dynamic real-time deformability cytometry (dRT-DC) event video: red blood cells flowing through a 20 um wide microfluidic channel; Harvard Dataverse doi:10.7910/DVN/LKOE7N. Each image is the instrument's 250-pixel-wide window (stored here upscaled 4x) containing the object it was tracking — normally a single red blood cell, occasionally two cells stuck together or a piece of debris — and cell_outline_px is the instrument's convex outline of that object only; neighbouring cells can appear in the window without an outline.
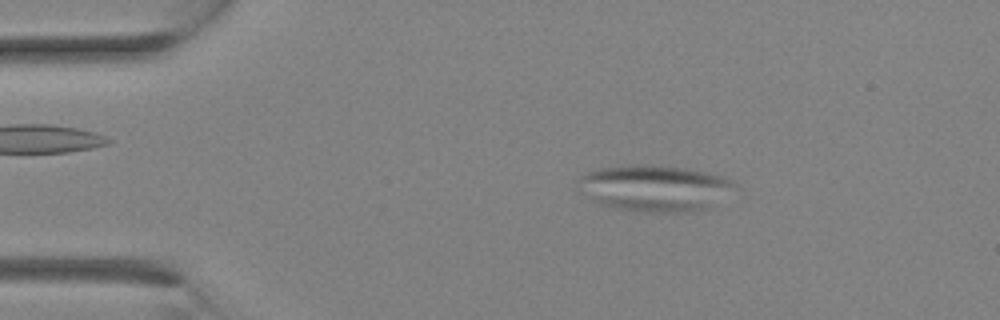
{"species": "Egyptian fruit bat (a non-hibernating species)", "species_latin": "Rousettus aegyptiacus", "temperature_condition": "room temperature", "stored_images_in_passage": 8, "camera_frame_rate_fps": 3000, "um_per_image_px": 0.085, "animal": {"sex": "female"}, "frame": {"image": 1, "passage_image": 1, "time_ms": 0.0, "image_size_px": [1000, 320], "cell_outline_px": [[732, 184], [708, 208], [692, 212], [644, 212], [616, 208], [592, 200], [580, 192], [580, 176], [588, 172], [600, 168], [628, 164], [648, 164], [688, 168], [720, 176], [732, 180]], "centroid_in_image_um": [55.54, 15.97], "position_along_channel_um": 29.5, "area_um2": 41.38}}